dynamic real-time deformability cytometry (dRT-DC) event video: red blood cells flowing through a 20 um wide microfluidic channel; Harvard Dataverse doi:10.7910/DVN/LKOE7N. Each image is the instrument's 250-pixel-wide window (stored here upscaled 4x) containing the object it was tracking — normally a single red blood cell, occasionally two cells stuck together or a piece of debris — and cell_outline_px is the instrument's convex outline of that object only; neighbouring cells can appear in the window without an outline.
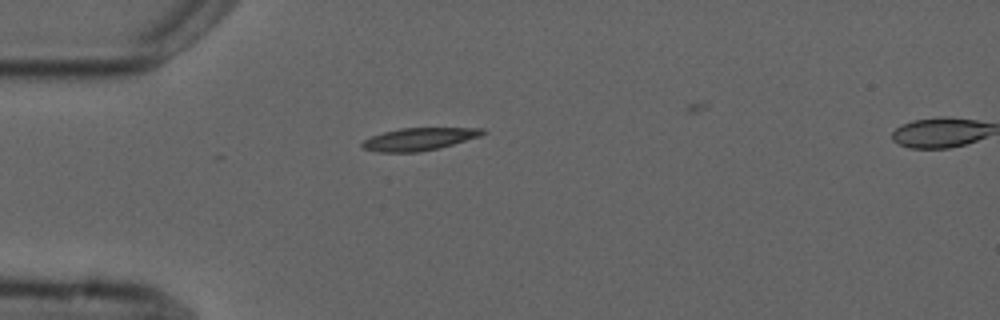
{"species": "common noctule bat (a hibernating species)", "species_latin": "Nyctalus noctula", "temperature_condition": "cold", "stored_images_in_passage": 2, "segment_of_instrument_passage": [1, 2], "camera_frame_rate_fps": 3000, "um_per_image_px": 0.085, "animal": {"sex": "male", "forearm_length_mm": 52.5}, "frame": {"image": 1, "passage_image": 1, "time_ms": 0.0, "image_size_px": [1000, 320], "cell_outline_px": [[488, 132], [480, 136], [452, 144], [420, 152], [380, 152], [360, 148], [360, 144], [364, 140], [372, 136], [384, 132], [400, 128], [484, 128]], "centroid_in_image_um": [35.6, 11.82], "position_along_channel_um": 49.4, "area_um2": 15.72}}